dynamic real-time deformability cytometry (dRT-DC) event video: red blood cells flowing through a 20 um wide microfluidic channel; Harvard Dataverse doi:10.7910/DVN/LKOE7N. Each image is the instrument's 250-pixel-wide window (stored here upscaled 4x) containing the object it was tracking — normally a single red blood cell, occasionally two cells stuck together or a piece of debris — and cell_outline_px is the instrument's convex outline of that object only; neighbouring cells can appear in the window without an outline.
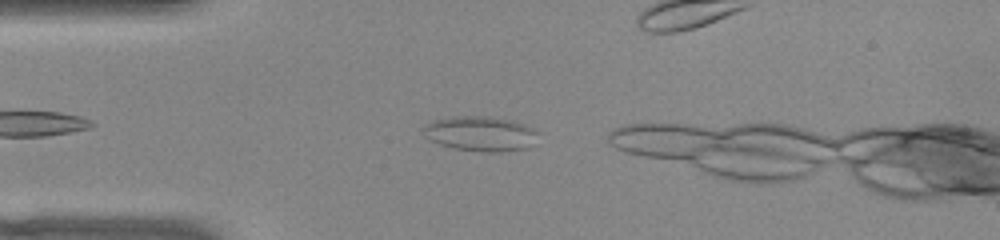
{"species": "common noctule bat (a hibernating species)", "species_latin": "Nyctalus noctula", "temperature_condition": "warm", "stored_images_in_passage": 6, "camera_frame_rate_fps": 3000, "um_per_image_px": 0.085, "animal": {"sex": "female", "body_mass_g": 22.0, "forearm_length_mm": 56.7}, "frame": {"image": 1, "passage_image": 3, "time_ms": 0.667, "image_size_px": [1000, 240], "cell_outline_px": [[536, 132], [528, 148], [500, 152], [480, 152], [452, 148], [440, 144], [424, 136], [420, 132], [420, 128], [424, 124], [432, 120], [452, 116], [488, 116], [512, 120], [524, 124], [532, 128]], "centroid_in_image_um": [40.73, 11.35], "position_along_channel_um": 44.3, "area_um2": 23.47}}